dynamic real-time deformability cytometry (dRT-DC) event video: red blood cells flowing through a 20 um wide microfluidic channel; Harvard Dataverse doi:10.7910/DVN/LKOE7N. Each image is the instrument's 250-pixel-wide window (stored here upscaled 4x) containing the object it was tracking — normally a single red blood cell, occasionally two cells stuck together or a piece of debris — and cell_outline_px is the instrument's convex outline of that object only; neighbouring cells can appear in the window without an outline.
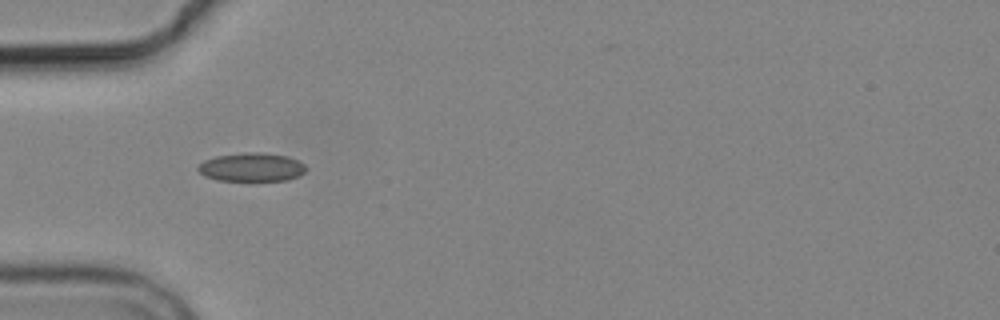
{"species": "common noctule bat (a hibernating species)", "species_latin": "Nyctalus noctula", "temperature_condition": "cold", "stored_images_in_passage": 2, "camera_frame_rate_fps": 3000, "um_per_image_px": 0.085, "animal": {"sex": "male", "body_mass_g": 19.2, "forearm_length_mm": 51.8}, "frame": {"image": 1, "passage_image": 1, "time_ms": 0.0, "image_size_px": [1000, 320], "cell_outline_px": [[308, 168], [304, 172], [288, 180], [216, 180], [204, 176], [196, 168], [204, 160], [216, 156], [244, 152], [260, 152], [288, 156], [304, 164]], "centroid_in_image_um": [21.37, 14.2], "position_along_channel_um": 63.6, "area_um2": 17.92}}
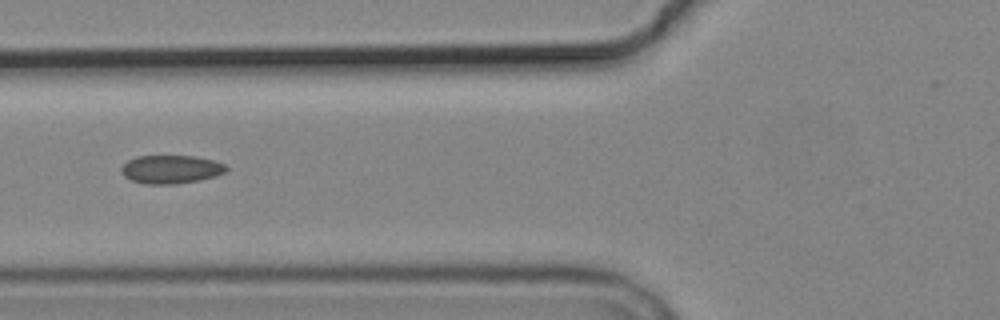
{"frame": {"image": 2, "passage_image": 2, "time_ms": 1.333, "image_size_px": [1000, 320], "cell_outline_px": [[228, 168], [224, 172], [216, 176], [200, 180], [176, 184], [144, 184], [132, 180], [124, 176], [120, 172], [120, 168], [128, 160], [136, 156], [196, 156], [212, 160], [224, 164]], "centroid_in_image_um": [14.51, 14.39], "position_along_channel_um": 111.3, "area_um2": 17.4}}